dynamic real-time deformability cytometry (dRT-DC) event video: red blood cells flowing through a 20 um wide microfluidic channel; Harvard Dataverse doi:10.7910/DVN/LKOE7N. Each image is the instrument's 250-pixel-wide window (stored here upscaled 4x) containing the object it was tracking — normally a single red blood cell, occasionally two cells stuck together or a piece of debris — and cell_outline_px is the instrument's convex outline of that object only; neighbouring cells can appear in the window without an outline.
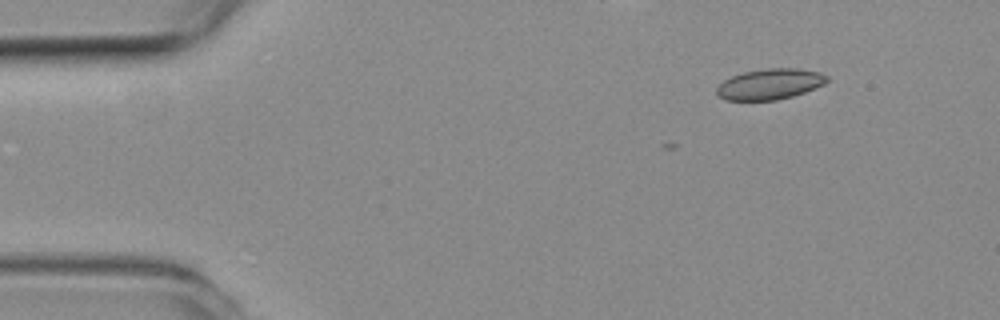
{"species": "common noctule bat (a hibernating species)", "species_latin": "Nyctalus noctula", "temperature_condition": "room temperature", "stored_images_in_passage": 5, "camera_frame_rate_fps": 3000, "um_per_image_px": 0.085, "animal": {"sex": "female", "body_mass_g": 19.3, "forearm_length_mm": 54.1}, "frame": {"image": 1, "passage_image": 1, "time_ms": 0.0, "image_size_px": [1000, 320], "cell_outline_px": [[828, 80], [824, 84], [804, 92], [792, 96], [776, 100], [724, 100], [716, 96], [716, 88], [724, 80], [732, 76], [744, 72], [768, 68], [796, 68], [820, 72], [828, 76]], "centroid_in_image_um": [65.42, 7.15], "position_along_channel_um": 19.6, "area_um2": 19.71}}